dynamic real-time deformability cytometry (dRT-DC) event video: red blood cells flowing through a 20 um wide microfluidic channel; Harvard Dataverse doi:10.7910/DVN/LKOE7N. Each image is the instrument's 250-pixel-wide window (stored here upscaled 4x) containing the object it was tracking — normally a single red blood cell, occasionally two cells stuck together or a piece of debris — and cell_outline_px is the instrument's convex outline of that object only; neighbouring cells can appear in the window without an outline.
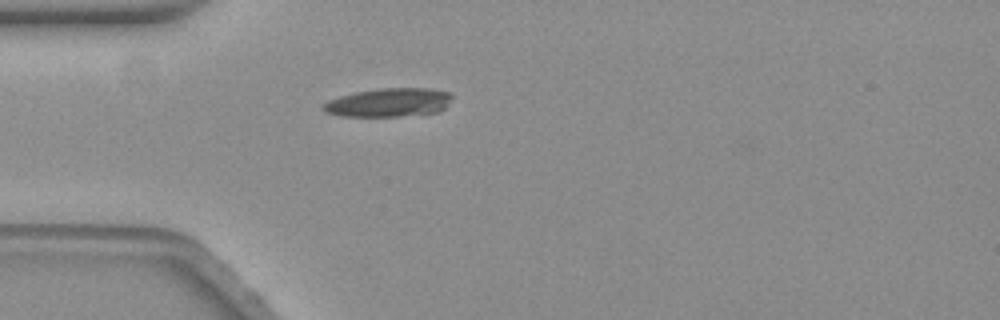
{"species": "common noctule bat (a hibernating species)", "species_latin": "Nyctalus noctula", "temperature_condition": "warm", "stored_images_in_passage": 43, "camera_frame_rate_fps": 3000, "um_per_image_px": 0.085, "animal": {"sex": "female", "body_mass_g": 19.3, "forearm_length_mm": 54.1}, "frame": {"image": 1, "passage_image": 1, "time_ms": 0.0, "image_size_px": [1000, 320], "cell_outline_px": [[452, 96], [444, 108], [440, 112], [396, 116], [340, 116], [324, 112], [320, 108], [320, 104], [328, 100], [340, 96], [356, 92], [380, 88], [432, 88], [452, 92]], "centroid_in_image_um": [33.01, 8.7], "position_along_channel_um": 52.0, "area_um2": 21.68}}
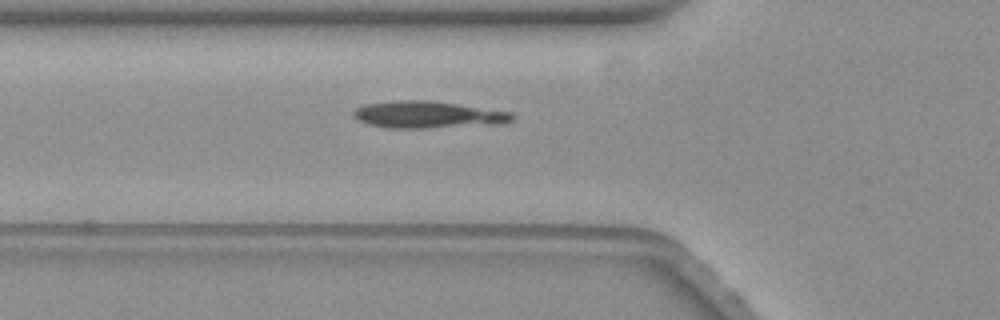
{"frame": {"image": 2, "passage_image": 5, "time_ms": 1.333, "image_size_px": [1000, 320], "cell_outline_px": [[512, 120], [504, 124], [428, 128], [388, 128], [368, 124], [352, 116], [352, 112], [356, 108], [364, 104], [392, 100], [432, 100], [512, 112]], "centroid_in_image_um": [36.36, 9.74], "position_along_channel_um": 89.4, "area_um2": 25.2}}
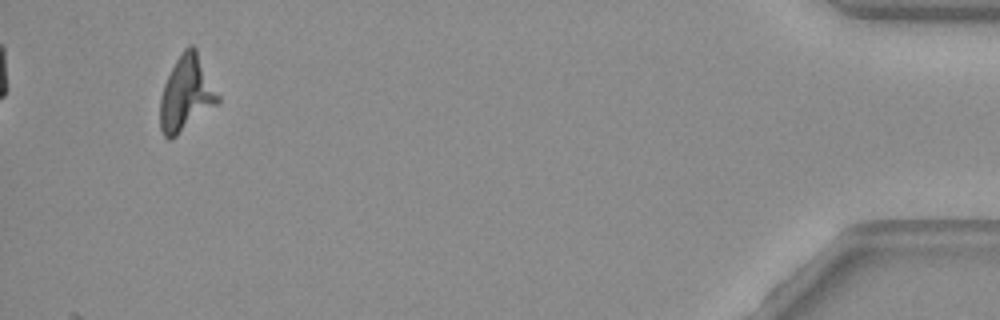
{"frame": {"image": 3, "passage_image": 40, "time_ms": 13.0, "image_size_px": [1000, 320], "cell_outline_px": [[220, 100], [216, 104], [172, 140], [168, 140], [164, 136], [160, 128], [160, 100], [164, 84], [176, 60], [184, 48], [192, 44], [196, 48], [220, 96]], "centroid_in_image_um": [15.83, 7.97], "position_along_channel_um": 419.4, "area_um2": 25.09}}